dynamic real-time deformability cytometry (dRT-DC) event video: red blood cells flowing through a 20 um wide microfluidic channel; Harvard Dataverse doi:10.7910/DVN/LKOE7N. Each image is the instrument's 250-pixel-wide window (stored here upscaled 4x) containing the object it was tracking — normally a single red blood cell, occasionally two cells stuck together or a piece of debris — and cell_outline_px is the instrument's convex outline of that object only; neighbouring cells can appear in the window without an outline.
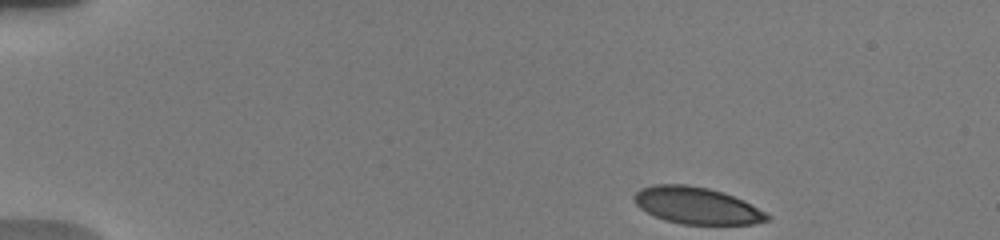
{"species": "human", "species_latin": "Homo sapiens", "temperature_condition": "warm", "stored_images_in_passage": 21, "camera_frame_rate_fps": 3000, "um_per_image_px": 0.085, "donor": {"sex": "male"}, "frame": {"image": 1, "passage_image": 1, "time_ms": 0.0, "image_size_px": [1000, 240], "cell_outline_px": [[772, 216], [768, 220], [752, 224], [684, 224], [664, 220], [640, 208], [632, 200], [632, 196], [640, 188], [652, 184], [688, 184], [708, 188], [744, 200], [768, 212]], "centroid_in_image_um": [59.23, 17.46], "position_along_channel_um": 25.8, "area_um2": 28.67}}
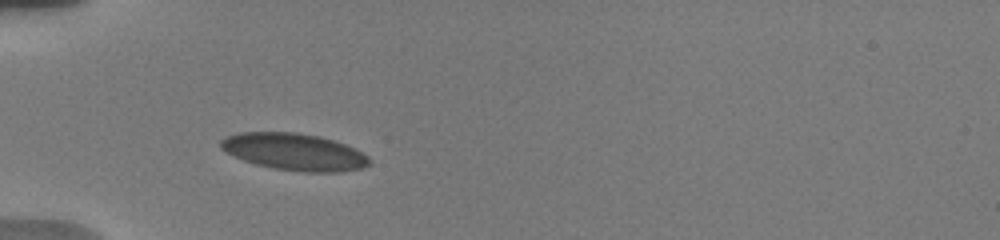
{"frame": {"image": 2, "passage_image": 15, "time_ms": 3.333, "image_size_px": [1000, 240], "cell_outline_px": [[372, 160], [368, 164], [360, 168], [340, 172], [304, 172], [276, 168], [256, 164], [244, 160], [220, 148], [220, 140], [224, 136], [240, 132], [296, 132], [320, 136], [344, 144], [368, 156]], "centroid_in_image_um": [24.99, 12.89], "position_along_channel_um": 60.0, "area_um2": 31.73}}
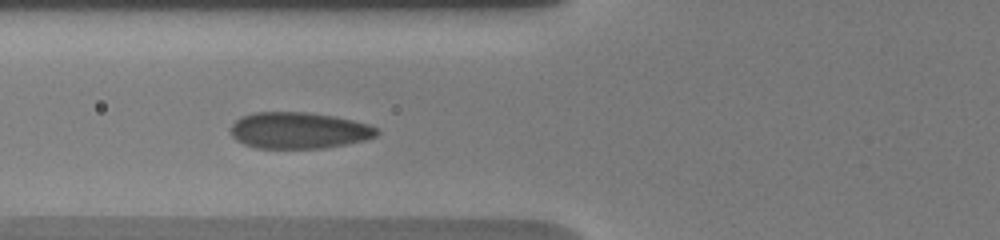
{"frame": {"image": 3, "passage_image": 20, "time_ms": 4.667, "image_size_px": [1000, 240], "cell_outline_px": [[380, 132], [376, 136], [364, 140], [348, 144], [324, 148], [256, 148], [244, 144], [236, 140], [232, 136], [232, 124], [240, 116], [256, 112], [304, 112], [332, 116], [352, 120], [368, 124], [376, 128]], "centroid_in_image_um": [25.39, 11.09], "position_along_channel_um": 100.4, "area_um2": 30.92}}